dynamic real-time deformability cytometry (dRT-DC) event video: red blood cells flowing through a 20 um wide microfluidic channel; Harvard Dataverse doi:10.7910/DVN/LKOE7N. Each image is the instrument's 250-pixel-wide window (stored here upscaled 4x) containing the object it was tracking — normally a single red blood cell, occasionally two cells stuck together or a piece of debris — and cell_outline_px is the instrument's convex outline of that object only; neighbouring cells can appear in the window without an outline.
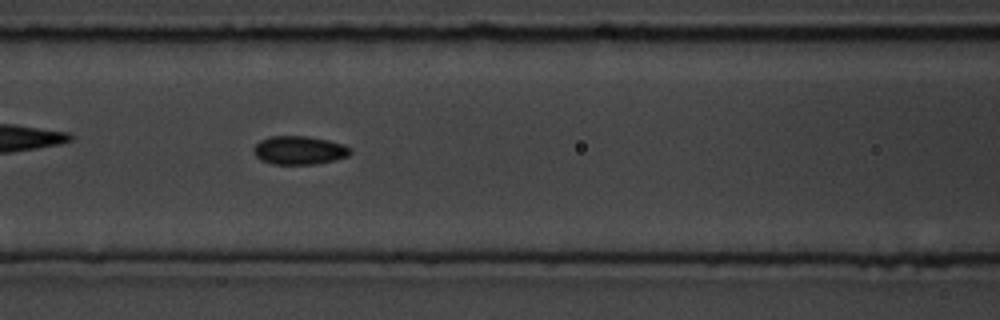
{"species": "common noctule bat (a hibernating species)", "species_latin": "Nyctalus noctula", "temperature_condition": "room temperature", "stored_images_in_passage": 53, "camera_frame_rate_fps": 3000, "um_per_image_px": 0.085, "animal": {"sex": "male", "body_mass_g": 19.5, "forearm_length_mm": 54.6}, "frame": {"image": 1, "passage_image": 23, "time_ms": 7.333, "image_size_px": [1000, 320], "cell_outline_px": [[352, 152], [348, 156], [336, 160], [316, 164], [272, 164], [260, 160], [252, 152], [252, 148], [260, 140], [268, 136], [308, 136], [328, 140], [344, 144], [352, 148]], "centroid_in_image_um": [25.44, 12.77], "position_along_channel_um": 141.2, "area_um2": 16.36}}
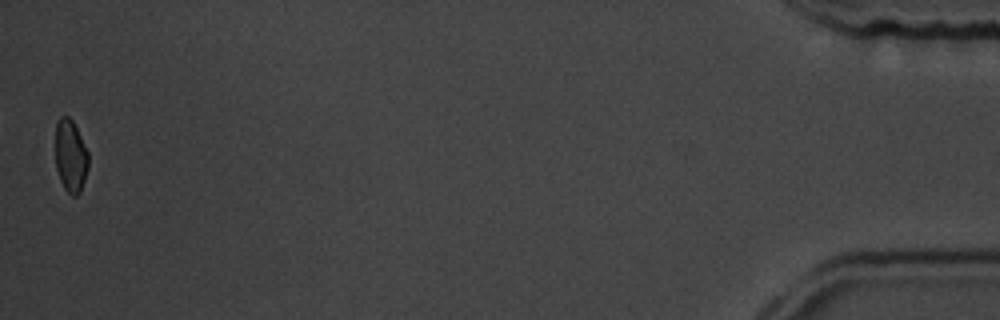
{"frame": {"image": 2, "passage_image": 53, "time_ms": 17.333, "image_size_px": [1000, 320], "cell_outline_px": [[88, 168], [80, 192], [76, 196], [72, 196], [64, 188], [60, 180], [56, 168], [56, 120], [60, 116], [68, 116], [72, 120], [88, 152]], "centroid_in_image_um": [5.99, 13.26], "position_along_channel_um": 429.2, "area_um2": 13.87}, "authors_computed_cell_mechanics": {"area_um2": 15.606, "velocity_mm_per_s": 3.846, "shape_relaxation_time_tau1_ms": 2.7997, "shape_relaxation_time_tau2_ms": 1.981, "deformation_change_tau1": 0.0913, "deformation_change_tau2": 0.0679}}